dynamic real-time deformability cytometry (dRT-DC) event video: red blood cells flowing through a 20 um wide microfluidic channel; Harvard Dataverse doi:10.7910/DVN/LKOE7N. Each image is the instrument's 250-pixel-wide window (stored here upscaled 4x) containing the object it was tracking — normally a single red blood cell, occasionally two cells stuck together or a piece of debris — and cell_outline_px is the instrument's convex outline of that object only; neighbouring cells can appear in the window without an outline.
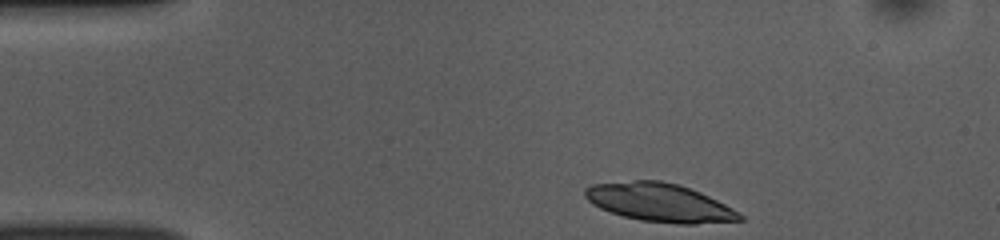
{"species": "common noctule bat (a hibernating species)", "species_latin": "Nyctalus noctula", "temperature_condition": "room temperature", "stored_images_in_passage": 44, "camera_frame_rate_fps": 3000, "um_per_image_px": 0.085, "animal": {"sex": "female", "body_mass_g": 10.0, "forearm_length_mm": 53.1}, "frame": {"image": 1, "passage_image": 1, "time_ms": 0.0, "image_size_px": [1000, 240], "cell_outline_px": [[744, 220], [696, 224], [680, 224], [640, 220], [624, 216], [600, 208], [592, 204], [584, 196], [584, 188], [592, 184], [632, 180], [660, 180], [676, 184], [700, 192], [740, 212], [744, 216]], "centroid_in_image_um": [56.05, 17.22], "position_along_channel_um": 28.9, "area_um2": 34.51}}